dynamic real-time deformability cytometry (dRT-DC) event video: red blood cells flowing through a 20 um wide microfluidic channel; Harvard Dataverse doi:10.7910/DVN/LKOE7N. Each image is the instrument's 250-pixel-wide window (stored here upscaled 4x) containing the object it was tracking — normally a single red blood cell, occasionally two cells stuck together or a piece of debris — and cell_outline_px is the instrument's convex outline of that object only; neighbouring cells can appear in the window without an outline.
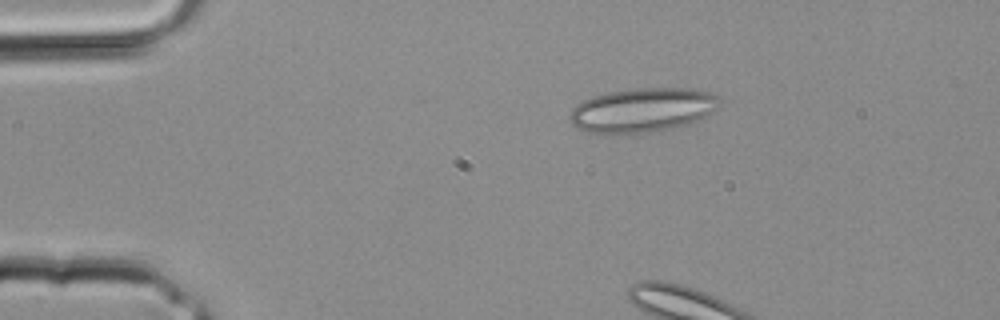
{"species": "common noctule bat (a hibernating species)", "species_latin": "Nyctalus noctula", "temperature_condition": "room temperature", "stored_images_in_passage": 3, "camera_frame_rate_fps": 3000, "um_per_image_px": 0.085, "animal": {"sex": "male", "body_mass_g": 20.4}, "frame": {"image": 1, "passage_image": 1, "time_ms": 0.0, "image_size_px": [1000, 320], "cell_outline_px": [[720, 100], [716, 108], [712, 112], [688, 124], [672, 128], [652, 132], [612, 136], [600, 136], [576, 128], [572, 124], [568, 116], [572, 108], [576, 104], [592, 96], [608, 92], [636, 88], [692, 88], [708, 92], [716, 96]], "centroid_in_image_um": [54.51, 9.39], "position_along_channel_um": 30.5, "area_um2": 39.3}}